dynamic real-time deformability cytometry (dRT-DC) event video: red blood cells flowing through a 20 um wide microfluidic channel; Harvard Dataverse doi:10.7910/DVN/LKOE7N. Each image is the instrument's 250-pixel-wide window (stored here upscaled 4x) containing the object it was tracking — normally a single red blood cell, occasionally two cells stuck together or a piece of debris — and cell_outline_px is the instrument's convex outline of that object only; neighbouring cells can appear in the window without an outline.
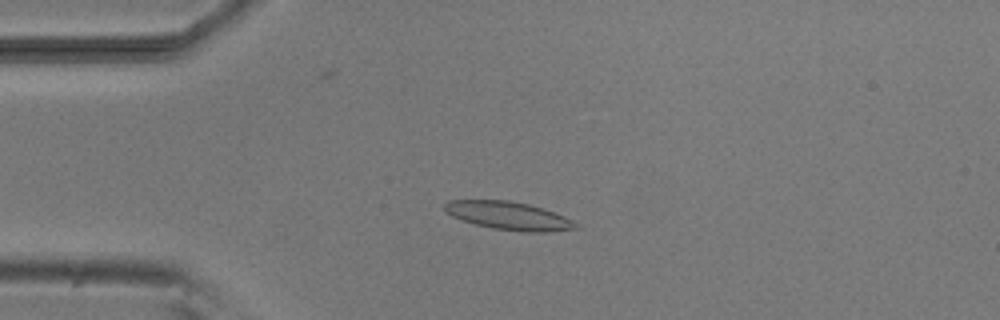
{"species": "common noctule bat (a hibernating species)", "species_latin": "Nyctalus noctula", "temperature_condition": "room temperature", "stored_images_in_passage": 6, "camera_frame_rate_fps": 3000, "um_per_image_px": 0.085, "animal": {"sex": "male", "body_mass_g": 20.5, "forearm_length_mm": 52.5}, "frame": {"image": 1, "passage_image": 3, "time_ms": 2.333, "image_size_px": [1000, 320], "cell_outline_px": [[580, 228], [548, 232], [524, 232], [492, 228], [476, 224], [452, 216], [444, 208], [444, 204], [448, 200], [508, 200], [528, 204], [544, 208], [564, 216], [572, 220]], "centroid_in_image_um": [43.27, 18.34], "position_along_channel_um": 41.7, "area_um2": 21.39}}
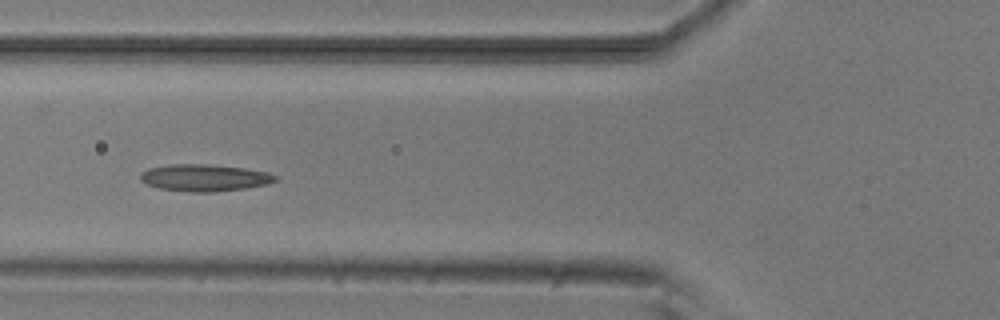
{"frame": {"image": 2, "passage_image": 5, "time_ms": 4.667, "image_size_px": [1000, 320], "cell_outline_px": [[276, 180], [268, 184], [244, 188], [216, 192], [188, 192], [160, 188], [148, 184], [140, 180], [140, 172], [148, 168], [168, 164], [208, 164], [244, 168], [268, 172], [276, 176]], "centroid_in_image_um": [17.35, 15.1], "position_along_channel_um": 108.4, "area_um2": 21.21}}
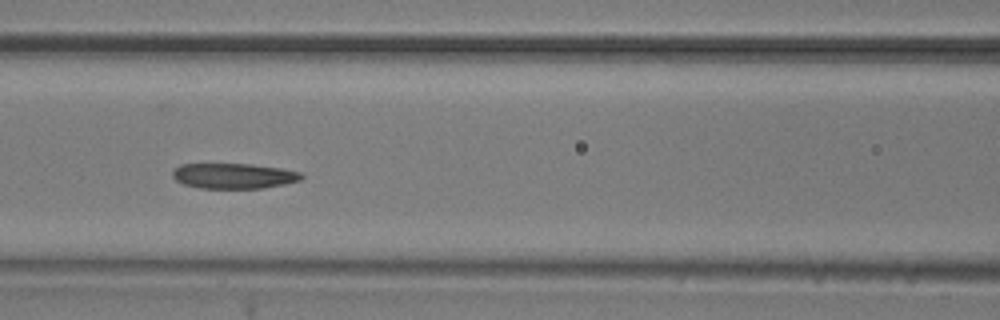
{"frame": {"image": 3, "passage_image": 6, "time_ms": 5.667, "image_size_px": [1000, 320], "cell_outline_px": [[304, 176], [300, 180], [284, 184], [264, 188], [200, 188], [184, 184], [176, 180], [172, 176], [172, 172], [180, 164], [248, 164], [280, 168], [300, 172]], "centroid_in_image_um": [19.86, 14.95], "position_along_channel_um": 146.7, "area_um2": 18.9}}